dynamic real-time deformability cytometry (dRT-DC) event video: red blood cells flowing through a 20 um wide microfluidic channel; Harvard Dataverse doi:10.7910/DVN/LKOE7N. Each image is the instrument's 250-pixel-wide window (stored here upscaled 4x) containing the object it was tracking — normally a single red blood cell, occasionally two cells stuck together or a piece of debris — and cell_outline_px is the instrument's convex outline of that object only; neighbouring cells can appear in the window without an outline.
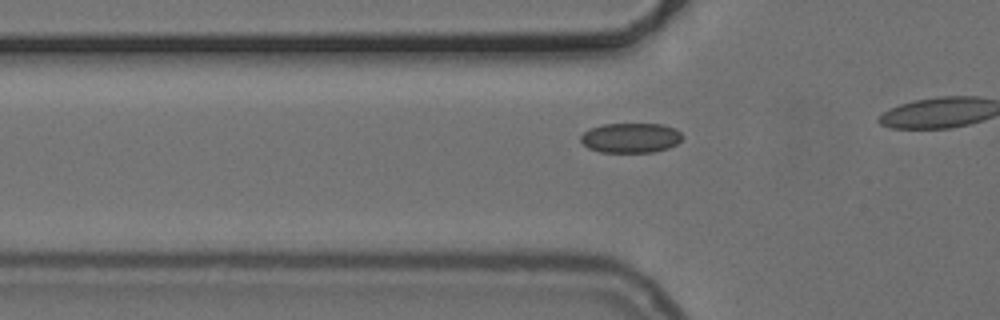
{"species": "common noctule bat (a hibernating species)", "species_latin": "Nyctalus noctula", "temperature_condition": "cold", "stored_images_in_passage": 21, "camera_frame_rate_fps": 3000, "um_per_image_px": 0.085, "animal": {"sex": "female", "body_mass_g": 24.6, "forearm_length_mm": 56.2}, "frame": {"image": 1, "passage_image": 15, "time_ms": 4.667, "image_size_px": [1000, 320], "cell_outline_px": [[684, 136], [676, 144], [668, 148], [652, 152], [600, 152], [588, 148], [580, 140], [580, 136], [588, 128], [604, 124], [664, 124], [676, 128]], "centroid_in_image_um": [53.61, 11.71], "position_along_channel_um": 72.2, "area_um2": 17.8}}